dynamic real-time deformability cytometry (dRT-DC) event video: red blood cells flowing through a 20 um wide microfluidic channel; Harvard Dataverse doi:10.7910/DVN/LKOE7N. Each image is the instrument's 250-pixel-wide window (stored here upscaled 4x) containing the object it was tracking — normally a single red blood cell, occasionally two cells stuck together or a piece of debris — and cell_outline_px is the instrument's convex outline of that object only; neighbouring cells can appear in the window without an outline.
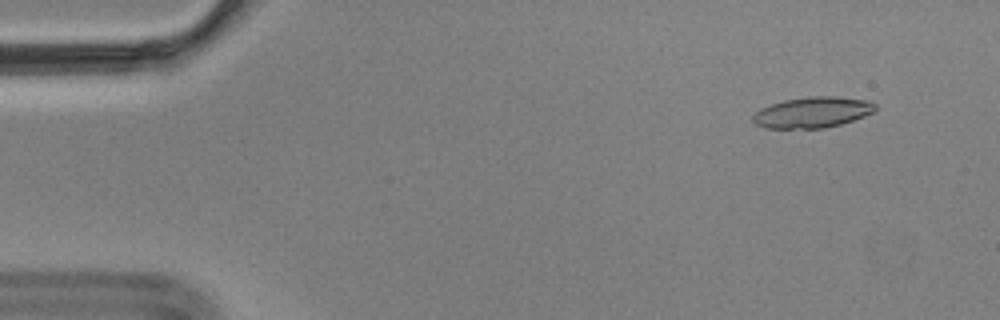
{"species": "Egyptian fruit bat (a non-hibernating species)", "species_latin": "Rousettus aegyptiacus", "temperature_condition": "cold", "stored_images_in_passage": 5, "camera_frame_rate_fps": 3000, "um_per_image_px": 0.085, "animal": {"sex": "male"}, "frame": {"image": 1, "passage_image": 2, "time_ms": 0.333, "image_size_px": [1000, 320], "cell_outline_px": [[876, 108], [872, 112], [864, 116], [840, 124], [824, 128], [764, 128], [756, 124], [752, 120], [752, 116], [760, 108], [784, 100], [808, 96], [836, 96], [868, 100], [876, 104]], "centroid_in_image_um": [69.05, 9.54], "position_along_channel_um": 16.0, "area_um2": 21.96}}
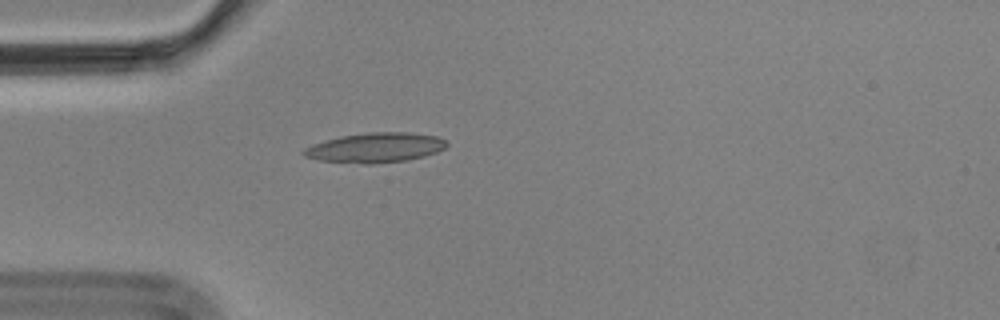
{"frame": {"image": 2, "passage_image": 5, "time_ms": 1.333, "image_size_px": [1000, 320], "cell_outline_px": [[448, 144], [444, 148], [436, 152], [424, 156], [408, 160], [372, 164], [364, 164], [320, 160], [304, 156], [300, 152], [304, 148], [312, 144], [340, 136], [368, 132], [404, 132], [436, 136], [444, 140]], "centroid_in_image_um": [31.87, 12.55], "position_along_channel_um": 53.1, "area_um2": 24.74}}